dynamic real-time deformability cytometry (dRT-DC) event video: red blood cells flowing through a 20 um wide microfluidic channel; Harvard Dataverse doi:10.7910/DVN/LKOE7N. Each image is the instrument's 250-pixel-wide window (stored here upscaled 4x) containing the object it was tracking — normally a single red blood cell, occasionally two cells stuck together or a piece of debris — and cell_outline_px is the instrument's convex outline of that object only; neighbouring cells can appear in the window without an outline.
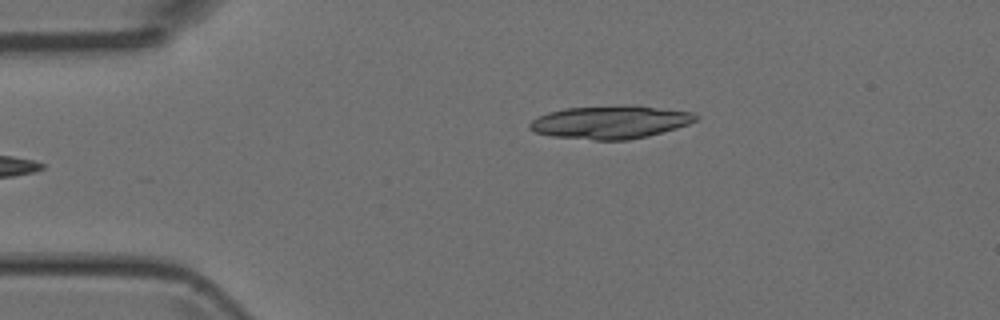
{"species": "Egyptian fruit bat (a non-hibernating species)", "species_latin": "Rousettus aegyptiacus", "temperature_condition": "room temperature", "stored_images_in_passage": 5, "camera_frame_rate_fps": 3000, "um_per_image_px": 0.085, "animal": {"sex": "female"}, "frame": {"image": 1, "passage_image": 5, "time_ms": 4.333, "image_size_px": [1000, 320], "cell_outline_px": [[700, 116], [696, 120], [688, 124], [676, 128], [648, 136], [628, 140], [592, 140], [552, 136], [536, 132], [528, 128], [528, 124], [532, 120], [548, 112], [564, 108], [660, 108], [692, 112]], "centroid_in_image_um": [51.85, 10.43], "position_along_channel_um": 33.2, "area_um2": 30.75}}